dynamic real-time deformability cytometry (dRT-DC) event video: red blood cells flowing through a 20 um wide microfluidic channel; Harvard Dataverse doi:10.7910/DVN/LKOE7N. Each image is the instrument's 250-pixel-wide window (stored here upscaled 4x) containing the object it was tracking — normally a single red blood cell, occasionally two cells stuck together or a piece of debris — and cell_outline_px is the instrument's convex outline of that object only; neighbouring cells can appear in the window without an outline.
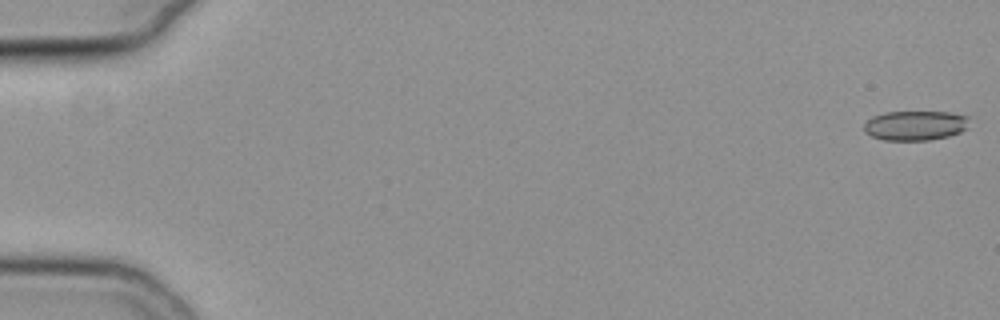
{"species": "common noctule bat (a hibernating species)", "species_latin": "Nyctalus noctula", "temperature_condition": "cold", "stored_images_in_passage": 56, "camera_frame_rate_fps": 3000, "um_per_image_px": 0.085, "animal": {"sex": "female", "body_mass_g": 19.3, "forearm_length_mm": 54.1}, "frame": {"image": 1, "passage_image": 1, "time_ms": 0.0, "image_size_px": [1000, 320], "cell_outline_px": [[968, 116], [964, 128], [960, 132], [948, 136], [928, 140], [884, 140], [872, 136], [864, 132], [864, 124], [872, 116], [888, 112], [948, 112]], "centroid_in_image_um": [77.74, 10.67], "position_along_channel_um": 7.3, "area_um2": 17.92}}
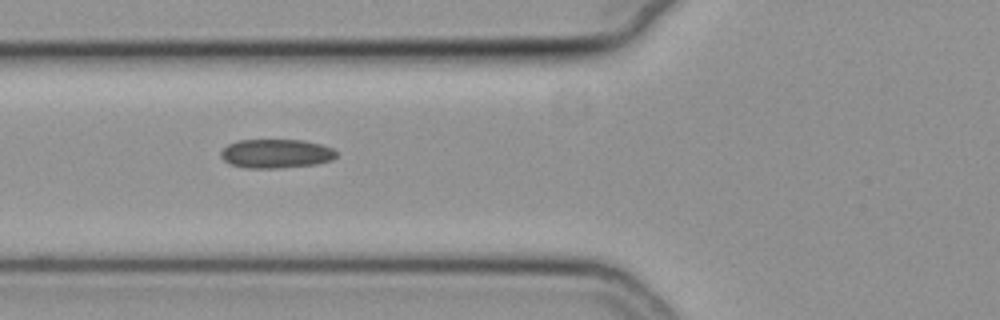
{"frame": {"image": 2, "passage_image": 22, "time_ms": 7.0, "image_size_px": [1000, 320], "cell_outline_px": [[336, 156], [332, 160], [316, 164], [280, 168], [244, 168], [232, 164], [224, 160], [220, 156], [220, 152], [228, 144], [236, 140], [304, 140], [320, 144], [332, 148], [336, 152]], "centroid_in_image_um": [23.45, 13.05], "position_along_channel_um": 102.3, "area_um2": 19.54}}
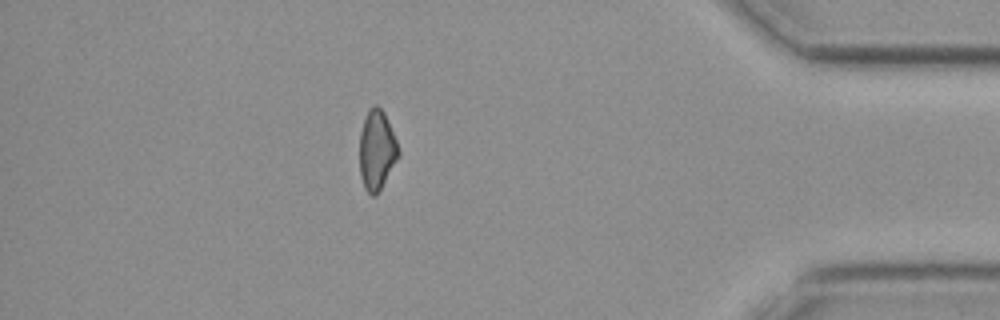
{"frame": {"image": 3, "passage_image": 49, "time_ms": 16.0, "image_size_px": [1000, 320], "cell_outline_px": [[400, 156], [376, 196], [372, 196], [364, 188], [360, 176], [360, 132], [368, 108], [372, 104], [376, 104], [384, 112], [396, 140], [400, 152]], "centroid_in_image_um": [32.03, 12.76], "position_along_channel_um": 403.2, "area_um2": 18.15}, "authors_computed_cell_mechanics": {"area_um2": 19.2474, "velocity_mm_per_s": 3.8006, "shape_relaxation_time_tau1_ms": null, "shape_relaxation_time_tau2_ms": 5.6996, "deformation_change_tau1": null, "deformation_change_tau2": 0.1287}}